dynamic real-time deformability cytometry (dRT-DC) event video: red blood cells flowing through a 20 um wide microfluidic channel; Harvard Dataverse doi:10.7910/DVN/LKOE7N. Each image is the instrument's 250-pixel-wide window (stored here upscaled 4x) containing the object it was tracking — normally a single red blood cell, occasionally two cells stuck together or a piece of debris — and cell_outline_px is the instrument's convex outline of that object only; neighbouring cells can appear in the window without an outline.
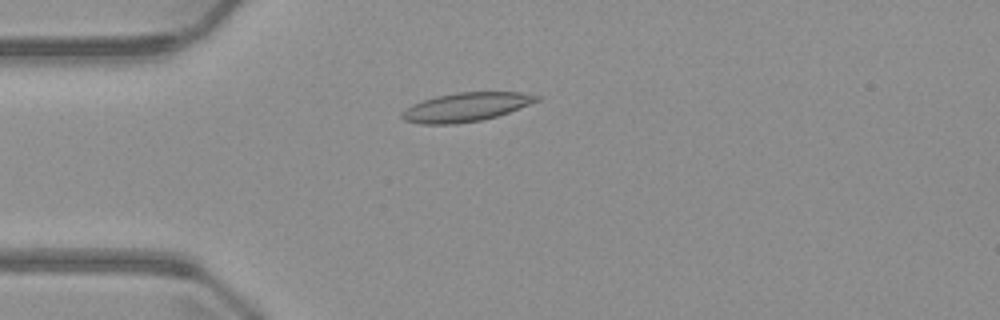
{"species": "common noctule bat (a hibernating species)", "species_latin": "Nyctalus noctula", "temperature_condition": "warm", "stored_images_in_passage": 4, "camera_frame_rate_fps": 3000, "um_per_image_px": 0.085, "animal": {"sex": "male", "body_mass_g": 23.1, "forearm_length_mm": 52.7}, "frame": {"image": 1, "passage_image": 4, "time_ms": 3.667, "image_size_px": [1000, 320], "cell_outline_px": [[540, 100], [520, 108], [496, 116], [480, 120], [456, 124], [420, 124], [404, 120], [400, 116], [412, 104], [436, 96], [456, 92], [520, 92], [540, 96]], "centroid_in_image_um": [39.62, 9.1], "position_along_channel_um": 45.4, "area_um2": 22.43}}